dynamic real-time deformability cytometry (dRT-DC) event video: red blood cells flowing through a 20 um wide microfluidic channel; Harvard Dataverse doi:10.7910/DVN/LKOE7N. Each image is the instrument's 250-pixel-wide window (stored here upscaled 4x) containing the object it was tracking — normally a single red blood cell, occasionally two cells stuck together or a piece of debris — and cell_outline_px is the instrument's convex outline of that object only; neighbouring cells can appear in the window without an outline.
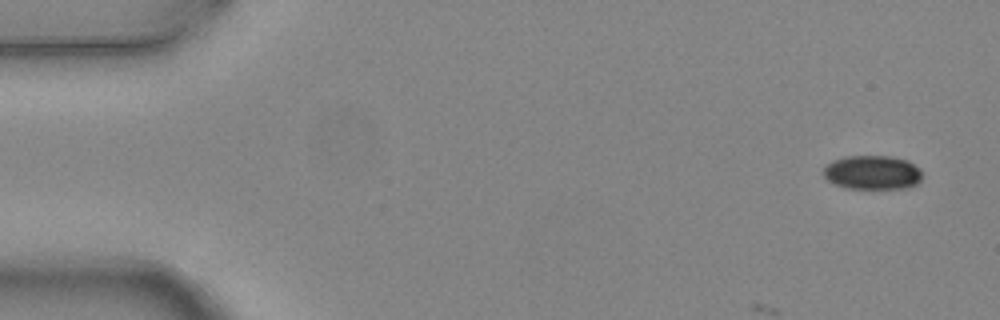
{"species": "common noctule bat (a hibernating species)", "species_latin": "Nyctalus noctula", "temperature_condition": "warm", "stored_images_in_passage": 5, "camera_frame_rate_fps": 3000, "um_per_image_px": 0.085, "animal": {"sex": "female", "body_mass_g": 24.6, "forearm_length_mm": 56.2}, "frame": {"image": 1, "passage_image": 1, "time_ms": 0.0, "image_size_px": [1000, 320], "cell_outline_px": [[924, 176], [916, 184], [908, 188], [844, 188], [828, 180], [824, 176], [824, 168], [832, 160], [844, 156], [892, 156], [908, 160], [920, 168]], "centroid_in_image_um": [74.19, 14.65], "position_along_channel_um": 10.8, "area_um2": 19.77}}